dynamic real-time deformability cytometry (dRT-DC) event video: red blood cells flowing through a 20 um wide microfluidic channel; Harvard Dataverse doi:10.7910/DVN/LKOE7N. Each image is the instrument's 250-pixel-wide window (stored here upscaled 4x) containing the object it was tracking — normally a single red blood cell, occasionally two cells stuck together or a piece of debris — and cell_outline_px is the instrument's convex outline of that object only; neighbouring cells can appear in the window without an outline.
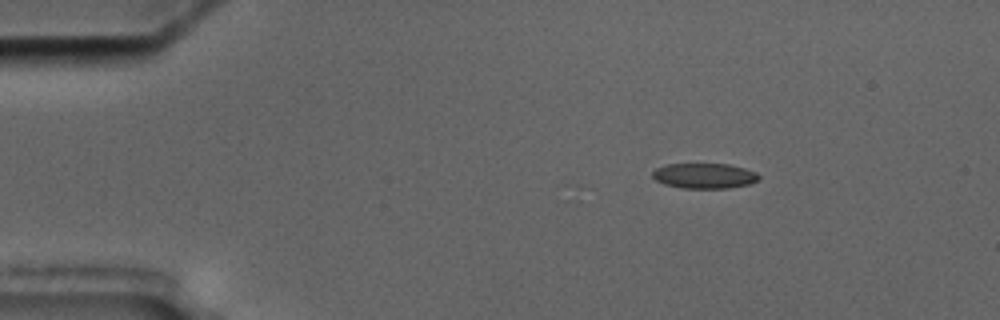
{"species": "common noctule bat (a hibernating species)", "species_latin": "Nyctalus noctula", "temperature_condition": "cold", "stored_images_in_passage": 8, "camera_frame_rate_fps": 3000, "um_per_image_px": 0.085, "animal": {"sex": "male", "body_mass_g": 17.5, "forearm_length_mm": 52.3}, "frame": {"image": 1, "passage_image": 1, "time_ms": 0.0, "image_size_px": [1000, 320], "cell_outline_px": [[760, 180], [748, 184], [728, 188], [680, 188], [664, 184], [656, 180], [652, 176], [652, 172], [656, 168], [668, 164], [728, 164], [744, 168], [756, 172], [760, 176]], "centroid_in_image_um": [59.88, 14.94], "position_along_channel_um": 25.1, "area_um2": 15.66}}
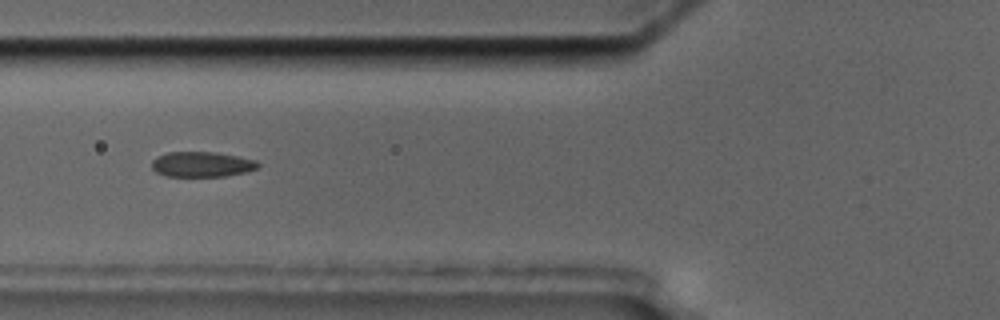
{"frame": {"image": 2, "passage_image": 5, "time_ms": 4.333, "image_size_px": [1000, 320], "cell_outline_px": [[260, 164], [256, 168], [248, 172], [224, 176], [168, 176], [156, 172], [152, 168], [152, 160], [156, 156], [168, 152], [212, 152], [236, 156], [256, 160]], "centroid_in_image_um": [17.14, 13.97], "position_along_channel_um": 108.7, "area_um2": 15.55}}
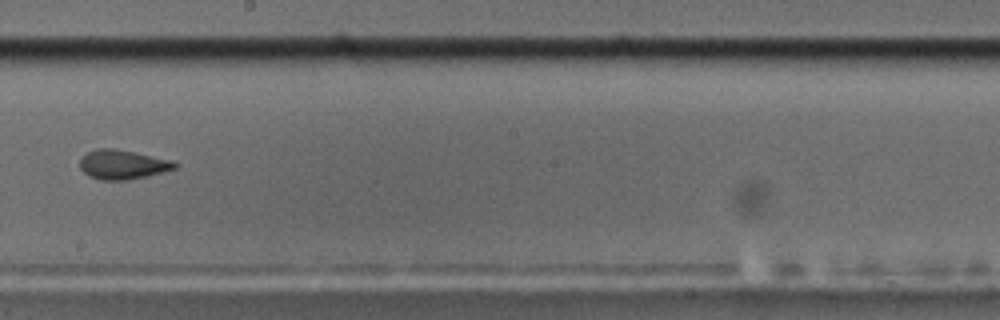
{"frame": {"image": 3, "passage_image": 8, "time_ms": 8.0, "image_size_px": [1000, 320], "cell_outline_px": [[180, 164], [176, 168], [128, 180], [104, 180], [88, 176], [80, 168], [80, 160], [88, 152], [96, 148], [112, 148], [172, 160]], "centroid_in_image_um": [10.41, 13.98], "position_along_channel_um": 237.8, "area_um2": 15.95}}